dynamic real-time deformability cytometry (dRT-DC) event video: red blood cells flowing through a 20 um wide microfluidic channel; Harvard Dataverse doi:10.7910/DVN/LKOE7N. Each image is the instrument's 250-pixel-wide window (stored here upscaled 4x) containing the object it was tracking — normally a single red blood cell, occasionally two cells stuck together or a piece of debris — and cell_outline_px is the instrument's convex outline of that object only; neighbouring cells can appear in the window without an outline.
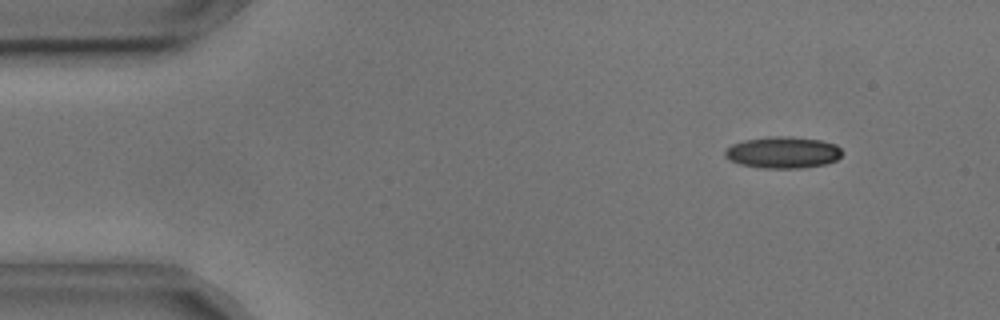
{"species": "common noctule bat (a hibernating species)", "species_latin": "Nyctalus noctula", "temperature_condition": "cold", "stored_images_in_passage": 50, "camera_frame_rate_fps": 3000, "um_per_image_px": 0.085, "animal": {"sex": "male", "body_mass_g": 17.9, "forearm_length_mm": 54.2}, "frame": {"image": 1, "passage_image": 1, "time_ms": 0.0, "image_size_px": [1000, 320], "cell_outline_px": [[840, 156], [836, 160], [824, 164], [800, 168], [764, 168], [740, 164], [724, 156], [724, 152], [732, 144], [744, 140], [768, 136], [788, 136], [820, 140], [836, 144], [840, 148]], "centroid_in_image_um": [66.53, 12.95], "position_along_channel_um": 18.5, "area_um2": 21.39}}
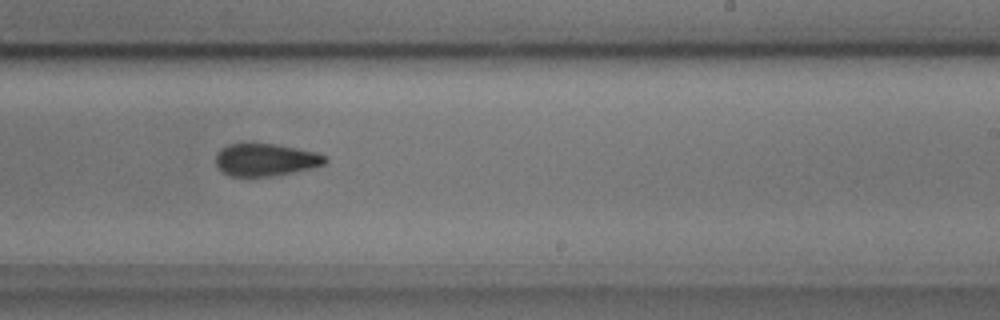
{"frame": {"image": 2, "passage_image": 28, "time_ms": 9.0, "image_size_px": [1000, 320], "cell_outline_px": [[328, 160], [324, 164], [308, 168], [268, 176], [232, 176], [224, 172], [216, 164], [216, 152], [220, 148], [228, 144], [276, 144], [316, 152], [328, 156]], "centroid_in_image_um": [22.56, 13.56], "position_along_channel_um": 266.4, "area_um2": 20.29}}
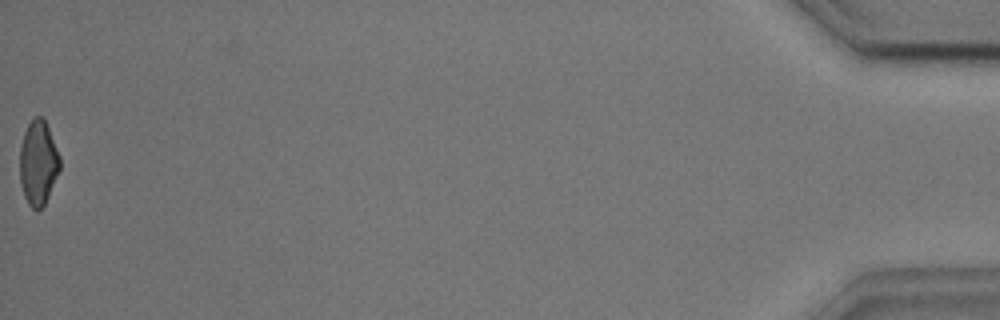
{"frame": {"image": 3, "passage_image": 50, "time_ms": 16.333, "image_size_px": [1000, 320], "cell_outline_px": [[60, 168], [48, 196], [44, 204], [40, 208], [32, 208], [28, 204], [24, 196], [20, 184], [20, 148], [24, 132], [28, 124], [36, 116], [44, 116], [60, 156]], "centroid_in_image_um": [3.24, 13.8], "position_along_channel_um": 432.0, "area_um2": 19.65}, "authors_computed_cell_mechanics": {"area_um2": 21.1548, "velocity_mm_per_s": 3.6411, "shape_relaxation_time_tau1_ms": 4.3837, "shape_relaxation_time_tau2_ms": 6.1921, "deformation_change_tau1": 0.1272, "deformation_change_tau2": 0.1294}}